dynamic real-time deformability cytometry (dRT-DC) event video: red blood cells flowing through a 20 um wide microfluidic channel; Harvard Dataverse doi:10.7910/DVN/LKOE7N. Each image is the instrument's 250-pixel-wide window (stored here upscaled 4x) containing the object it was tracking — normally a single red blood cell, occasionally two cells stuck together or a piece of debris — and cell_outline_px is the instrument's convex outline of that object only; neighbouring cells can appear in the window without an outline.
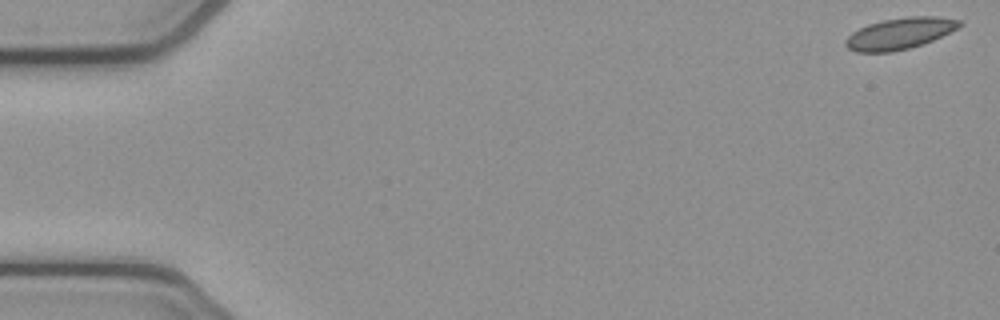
{"species": "common noctule bat (a hibernating species)", "species_latin": "Nyctalus noctula", "temperature_condition": "cold", "stored_images_in_passage": 13, "camera_frame_rate_fps": 3000, "um_per_image_px": 0.085, "animal": {"sex": "female", "body_mass_g": 21.9}, "frame": {"image": 1, "passage_image": 1, "time_ms": 0.0, "image_size_px": [1000, 320], "cell_outline_px": [[964, 24], [924, 44], [892, 52], [856, 52], [848, 48], [844, 44], [844, 40], [852, 32], [868, 24], [884, 20], [908, 16], [940, 16], [960, 20]], "centroid_in_image_um": [76.46, 2.84], "position_along_channel_um": 8.5, "area_um2": 20.75}}